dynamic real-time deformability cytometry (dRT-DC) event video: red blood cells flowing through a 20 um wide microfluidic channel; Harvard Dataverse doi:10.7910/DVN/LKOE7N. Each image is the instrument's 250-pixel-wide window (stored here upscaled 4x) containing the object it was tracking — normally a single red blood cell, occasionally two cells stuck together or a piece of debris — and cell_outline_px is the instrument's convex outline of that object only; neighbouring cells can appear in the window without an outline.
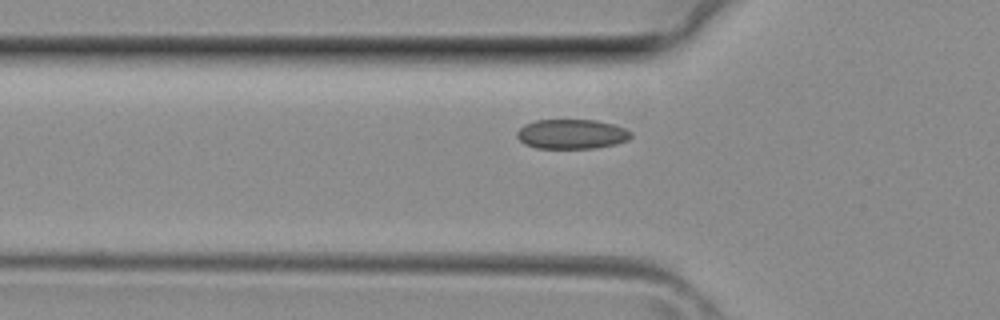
{"species": "common noctule bat (a hibernating species)", "species_latin": "Nyctalus noctula", "temperature_condition": "room temperature", "stored_images_in_passage": 26, "camera_frame_rate_fps": 3000, "um_per_image_px": 0.085, "animal": {"sex": "female", "body_mass_g": 29.2, "forearm_length_mm": 56.3}, "frame": {"image": 1, "passage_image": 4, "time_ms": 1.0, "image_size_px": [1000, 320], "cell_outline_px": [[632, 136], [628, 140], [616, 144], [596, 148], [536, 148], [524, 144], [516, 136], [516, 132], [524, 124], [536, 120], [596, 120], [612, 124], [624, 128], [632, 132]], "centroid_in_image_um": [48.59, 11.4], "position_along_channel_um": 77.2, "area_um2": 19.77}}
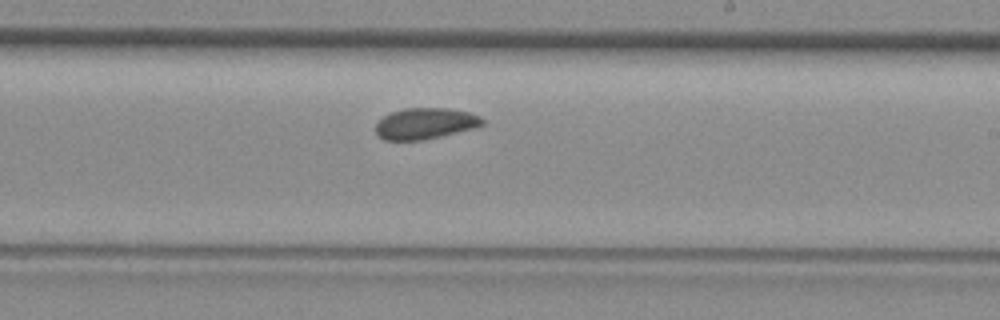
{"frame": {"image": 2, "passage_image": 14, "time_ms": 4.333, "image_size_px": [1000, 320], "cell_outline_px": [[484, 124], [472, 128], [440, 136], [420, 140], [384, 140], [376, 132], [376, 124], [384, 116], [392, 112], [404, 108], [448, 108], [468, 112], [480, 116], [484, 120]], "centroid_in_image_um": [36.14, 10.49], "position_along_channel_um": 252.9, "area_um2": 19.07}}
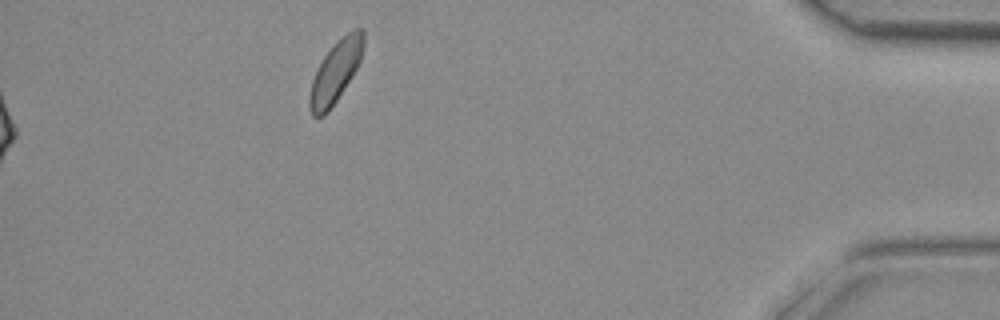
{"frame": {"image": 3, "passage_image": 26, "time_ms": 8.333, "image_size_px": [1000, 320], "cell_outline_px": [[364, 48], [360, 60], [352, 76], [328, 112], [324, 116], [312, 116], [308, 108], [308, 100], [312, 80], [324, 56], [348, 32], [356, 28], [364, 28]], "centroid_in_image_um": [28.52, 6.13], "position_along_channel_um": 406.7, "area_um2": 18.9}}